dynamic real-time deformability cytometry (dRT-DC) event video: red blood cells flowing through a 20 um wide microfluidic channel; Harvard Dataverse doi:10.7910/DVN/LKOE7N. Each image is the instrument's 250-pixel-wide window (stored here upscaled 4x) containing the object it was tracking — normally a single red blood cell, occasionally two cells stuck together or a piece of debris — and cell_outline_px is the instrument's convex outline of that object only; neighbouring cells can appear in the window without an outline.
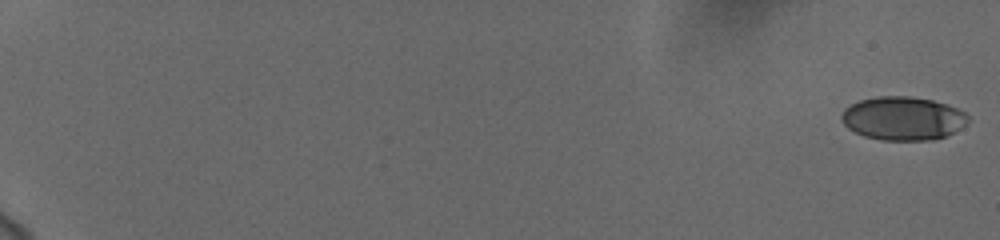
{"species": "human", "species_latin": "Homo sapiens", "temperature_condition": "cold", "stored_images_in_passage": 59, "camera_frame_rate_fps": 3000, "um_per_image_px": 0.085, "donor": {"sex": "female"}, "frame": {"image": 1, "passage_image": 1, "time_ms": 0.0, "image_size_px": [1000, 240], "cell_outline_px": [[968, 120], [960, 128], [944, 136], [932, 140], [880, 140], [864, 136], [848, 128], [844, 124], [840, 116], [844, 108], [860, 100], [876, 96], [908, 96], [932, 100], [948, 104], [964, 112], [968, 116]], "centroid_in_image_um": [76.72, 10.06], "position_along_channel_um": 8.3, "area_um2": 31.96}}
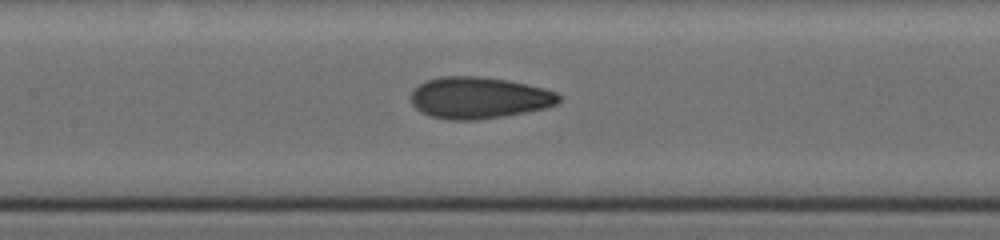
{"frame": {"image": 2, "passage_image": 32, "time_ms": 10.333, "image_size_px": [1000, 240], "cell_outline_px": [[560, 100], [556, 104], [544, 108], [504, 116], [476, 120], [452, 120], [432, 116], [416, 108], [412, 104], [412, 88], [428, 80], [440, 76], [480, 76], [508, 80], [544, 88], [556, 92], [560, 96]], "centroid_in_image_um": [40.71, 8.3], "position_along_channel_um": 166.7, "area_um2": 35.66}}
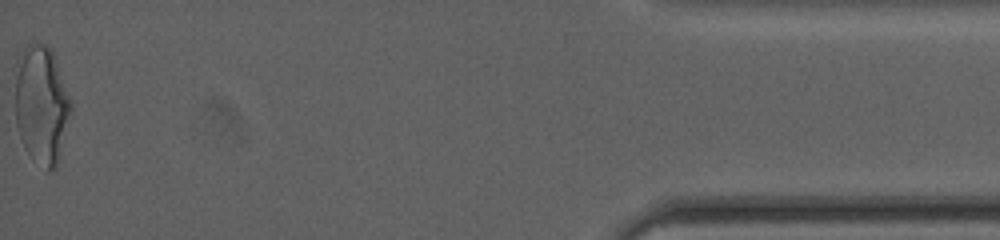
{"frame": {"image": 3, "passage_image": 59, "time_ms": 19.333, "image_size_px": [1000, 240], "cell_outline_px": [[72, 108], [60, 156], [56, 168], [48, 172], [32, 160], [24, 148], [16, 124], [12, 72], [16, 60], [24, 48], [28, 44], [48, 44], [52, 48], [72, 104]], "centroid_in_image_um": [3.48, 8.88], "position_along_channel_um": 431.7, "area_um2": 39.71}, "authors_computed_cell_mechanics": {"area_um2": 34.102, "velocity_mm_per_s": 3.7502, "shape_relaxation_time_tau1_ms": 7.0306, "shape_relaxation_time_tau2_ms": 1.3502, "deformation_change_tau1": 0.2018, "deformation_change_tau2": 0.0771}}